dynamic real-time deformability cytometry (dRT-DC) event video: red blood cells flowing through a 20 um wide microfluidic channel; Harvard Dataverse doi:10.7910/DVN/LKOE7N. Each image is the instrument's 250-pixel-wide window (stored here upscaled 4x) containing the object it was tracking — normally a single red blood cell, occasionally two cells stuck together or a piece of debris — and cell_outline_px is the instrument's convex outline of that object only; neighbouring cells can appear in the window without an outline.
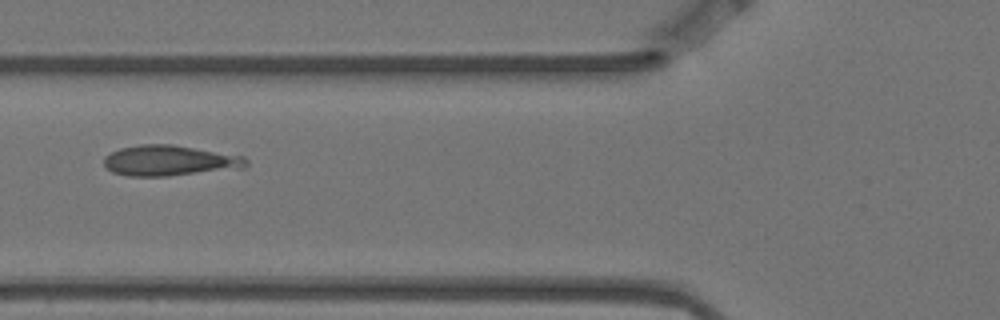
{"species": "Egyptian fruit bat (a non-hibernating species)", "species_latin": "Rousettus aegyptiacus", "temperature_condition": "warm", "stored_images_in_passage": 5, "camera_frame_rate_fps": 3000, "um_per_image_px": 0.085, "animal": {"sex": "female"}, "frame": {"image": 1, "passage_image": 2, "time_ms": 0.333, "image_size_px": [1000, 320], "cell_outline_px": [[248, 164], [244, 168], [168, 176], [128, 176], [112, 172], [104, 164], [104, 156], [120, 148], [140, 144], [172, 144], [244, 156], [248, 160]], "centroid_in_image_um": [14.43, 13.65], "position_along_channel_um": 111.4, "area_um2": 25.37}}
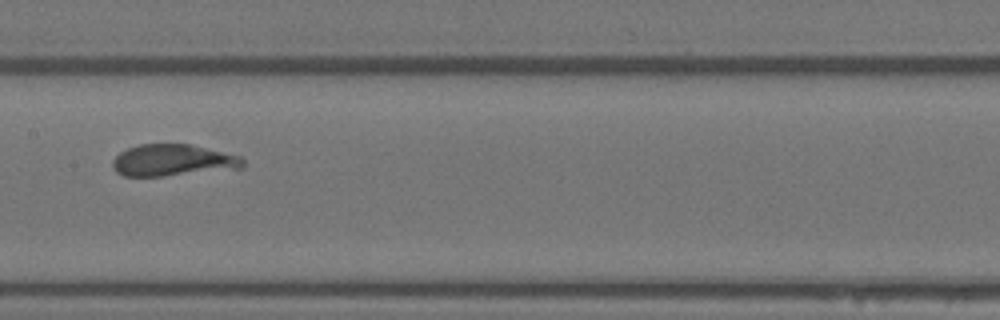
{"frame": {"image": 2, "passage_image": 4, "time_ms": 1.0, "image_size_px": [1000, 320], "cell_outline_px": [[244, 168], [164, 176], [124, 176], [116, 172], [112, 168], [112, 160], [120, 152], [128, 148], [140, 144], [192, 144], [240, 156], [244, 160]], "centroid_in_image_um": [14.69, 13.63], "position_along_channel_um": 192.7, "area_um2": 24.22}}
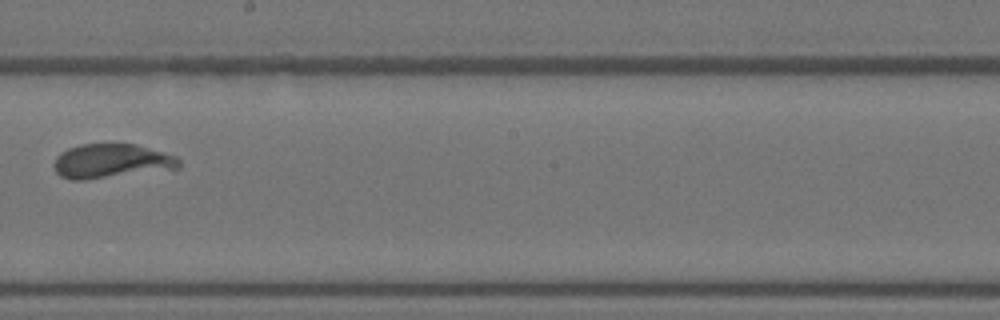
{"frame": {"image": 3, "passage_image": 5, "time_ms": 1.333, "image_size_px": [1000, 320], "cell_outline_px": [[180, 168], [84, 180], [72, 180], [60, 176], [56, 172], [52, 164], [56, 156], [60, 152], [68, 148], [80, 144], [136, 144], [176, 156], [180, 160]], "centroid_in_image_um": [9.43, 13.69], "position_along_channel_um": 238.8, "area_um2": 25.03}}